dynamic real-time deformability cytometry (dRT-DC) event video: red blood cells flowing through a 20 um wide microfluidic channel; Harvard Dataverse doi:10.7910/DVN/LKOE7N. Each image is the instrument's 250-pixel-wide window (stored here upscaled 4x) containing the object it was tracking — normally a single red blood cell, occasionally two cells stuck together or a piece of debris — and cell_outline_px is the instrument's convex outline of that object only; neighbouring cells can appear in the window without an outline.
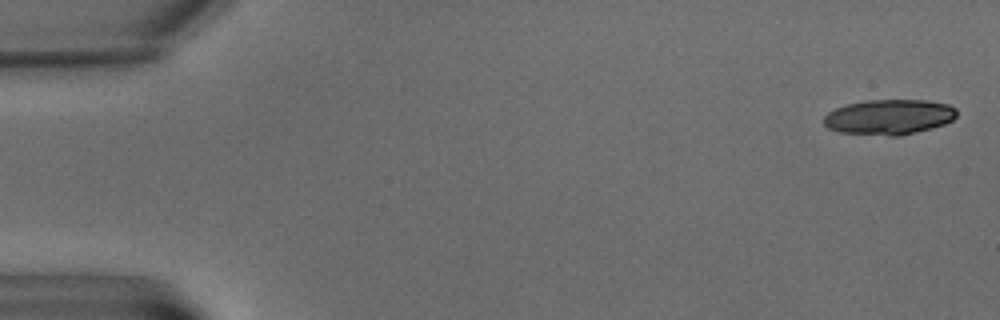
{"species": "common noctule bat (a hibernating species)", "species_latin": "Nyctalus noctula", "temperature_condition": "warm", "stored_images_in_passage": 8, "camera_frame_rate_fps": 3000, "um_per_image_px": 0.085, "animal": {"sex": "male", "body_mass_g": 15.6}, "frame": {"image": 1, "passage_image": 1, "time_ms": 0.0, "image_size_px": [1000, 320], "cell_outline_px": [[956, 116], [952, 120], [944, 124], [932, 128], [900, 136], [888, 136], [840, 132], [828, 128], [824, 124], [824, 116], [828, 112], [836, 108], [848, 104], [864, 100], [928, 100], [948, 104], [956, 108]], "centroid_in_image_um": [75.58, 9.94], "position_along_channel_um": 9.4, "area_um2": 27.34}}
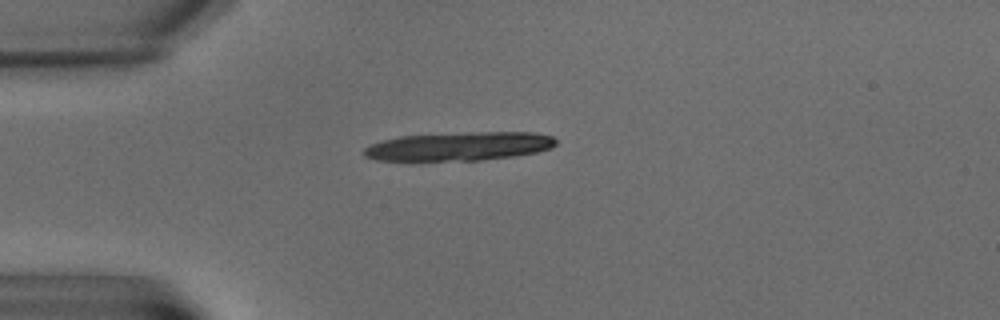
{"frame": {"image": 2, "passage_image": 6, "time_ms": 5.667, "image_size_px": [1000, 320], "cell_outline_px": [[556, 144], [552, 148], [536, 152], [512, 156], [480, 160], [420, 164], [376, 160], [364, 156], [360, 152], [368, 144], [380, 140], [400, 136], [464, 132], [536, 132], [552, 136], [556, 140]], "centroid_in_image_um": [38.86, 12.48], "position_along_channel_um": 46.1, "area_um2": 33.76}}